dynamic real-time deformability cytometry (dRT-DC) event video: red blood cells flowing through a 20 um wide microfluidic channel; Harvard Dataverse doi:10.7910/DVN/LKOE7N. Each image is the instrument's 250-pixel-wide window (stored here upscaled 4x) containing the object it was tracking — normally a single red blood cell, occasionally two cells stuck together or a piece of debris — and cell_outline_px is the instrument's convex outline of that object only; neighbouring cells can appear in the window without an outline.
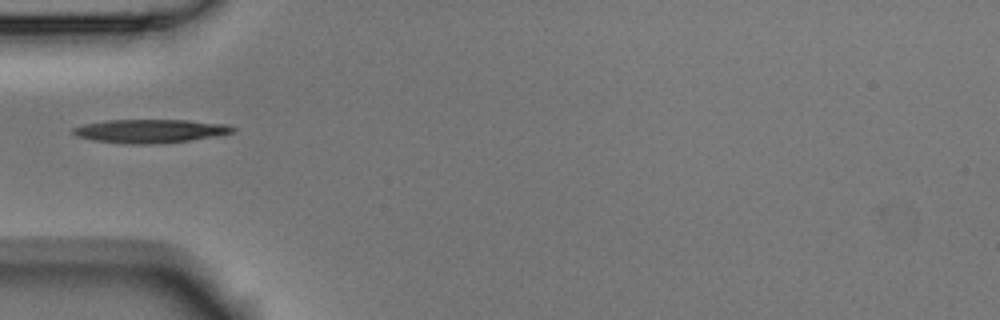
{"species": "Egyptian fruit bat (a non-hibernating species)", "species_latin": "Rousettus aegyptiacus", "temperature_condition": "room temperature", "stored_images_in_passage": 1, "camera_frame_rate_fps": 3000, "um_per_image_px": 0.085, "animal": {"sex": "male"}, "frame": {"image": 1, "passage_image": 1, "time_ms": 0.0, "image_size_px": [1000, 320], "cell_outline_px": [[236, 132], [188, 140], [160, 144], [128, 144], [92, 140], [76, 136], [72, 132], [72, 128], [84, 124], [108, 120], [188, 120], [224, 124], [236, 128]], "centroid_in_image_um": [12.73, 11.14], "position_along_channel_um": 72.3, "area_um2": 21.85}}